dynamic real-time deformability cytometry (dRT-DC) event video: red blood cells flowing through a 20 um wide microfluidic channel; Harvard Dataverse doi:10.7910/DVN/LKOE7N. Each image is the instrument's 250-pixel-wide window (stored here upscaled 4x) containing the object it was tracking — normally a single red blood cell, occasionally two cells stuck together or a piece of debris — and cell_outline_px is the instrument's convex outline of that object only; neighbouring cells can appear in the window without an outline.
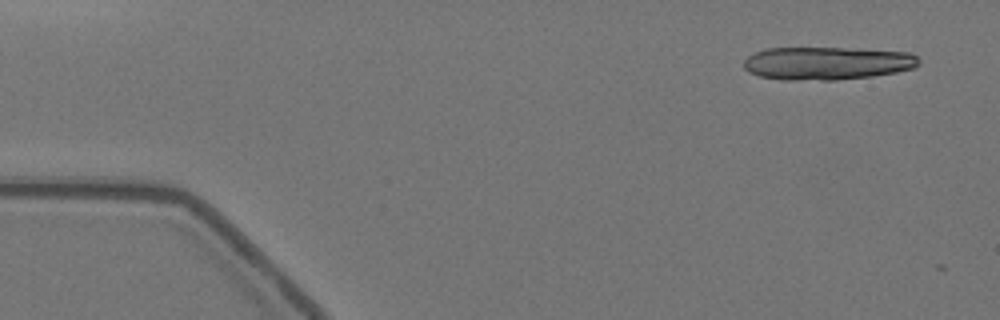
{"species": "Egyptian fruit bat (a non-hibernating species)", "species_latin": "Rousettus aegyptiacus", "temperature_condition": "warm", "stored_images_in_passage": 5, "camera_frame_rate_fps": 3000, "um_per_image_px": 0.085, "animal": {"sex": "female"}, "frame": {"image": 1, "passage_image": 3, "time_ms": 0.667, "image_size_px": [1000, 320], "cell_outline_px": [[920, 64], [916, 68], [896, 72], [872, 76], [836, 80], [784, 80], [760, 76], [748, 72], [744, 68], [744, 60], [748, 56], [764, 48], [844, 48], [912, 52], [920, 60]], "centroid_in_image_um": [70.32, 5.37], "position_along_channel_um": 14.7, "area_um2": 33.93}}